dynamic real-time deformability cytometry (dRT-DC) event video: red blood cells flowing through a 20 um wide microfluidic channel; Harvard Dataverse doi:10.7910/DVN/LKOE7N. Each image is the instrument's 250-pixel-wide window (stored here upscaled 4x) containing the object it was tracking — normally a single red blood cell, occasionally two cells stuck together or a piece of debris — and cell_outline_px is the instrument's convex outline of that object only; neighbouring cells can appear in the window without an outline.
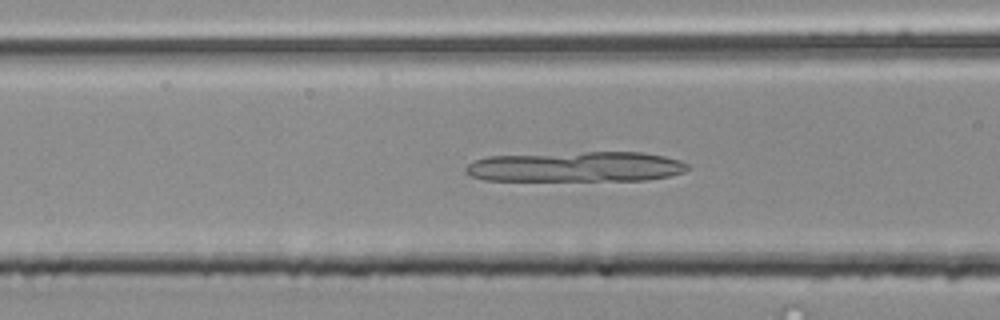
{"species": "common noctule bat (a hibernating species)", "species_latin": "Nyctalus noctula", "temperature_condition": "room temperature", "stored_images_in_passage": 41, "camera_frame_rate_fps": 3000, "um_per_image_px": 0.085, "animal": {"sex": "male", "body_mass_g": 20.4}, "frame": {"image": 1, "passage_image": 9, "time_ms": 2.667, "image_size_px": [1000, 320], "cell_outline_px": [[688, 168], [684, 172], [668, 176], [648, 180], [484, 180], [472, 176], [464, 172], [464, 168], [472, 160], [488, 156], [584, 152], [644, 152], [664, 156], [680, 160], [688, 164]], "centroid_in_image_um": [48.95, 14.17], "position_along_channel_um": 117.7, "area_um2": 39.19}}
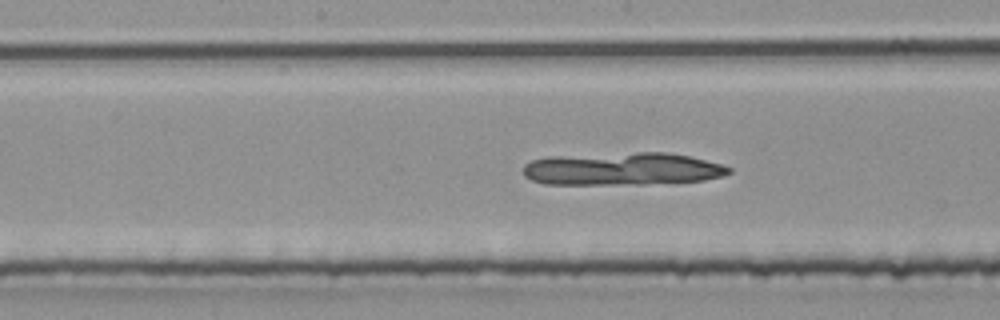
{"frame": {"image": 2, "passage_image": 15, "time_ms": 4.667, "image_size_px": [1000, 320], "cell_outline_px": [[732, 172], [724, 176], [704, 180], [644, 184], [544, 184], [532, 180], [524, 176], [524, 164], [532, 160], [548, 156], [636, 152], [668, 152], [688, 156], [720, 164], [732, 168]], "centroid_in_image_um": [52.89, 14.35], "position_along_channel_um": 195.3, "area_um2": 39.36}}
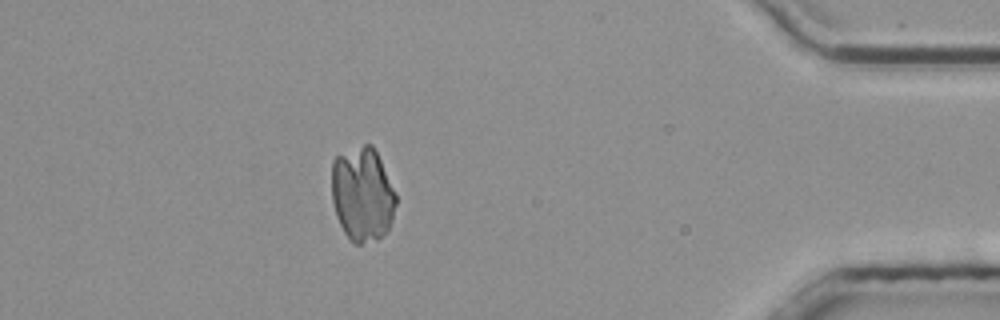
{"frame": {"image": 3, "passage_image": 35, "time_ms": 11.333, "image_size_px": [1000, 320], "cell_outline_px": [[396, 204], [392, 220], [388, 232], [376, 240], [360, 244], [356, 244], [344, 232], [336, 216], [332, 200], [332, 160], [336, 156], [364, 144], [372, 144], [396, 192]], "centroid_in_image_um": [30.81, 16.53], "position_along_channel_um": 404.4, "area_um2": 35.37}}